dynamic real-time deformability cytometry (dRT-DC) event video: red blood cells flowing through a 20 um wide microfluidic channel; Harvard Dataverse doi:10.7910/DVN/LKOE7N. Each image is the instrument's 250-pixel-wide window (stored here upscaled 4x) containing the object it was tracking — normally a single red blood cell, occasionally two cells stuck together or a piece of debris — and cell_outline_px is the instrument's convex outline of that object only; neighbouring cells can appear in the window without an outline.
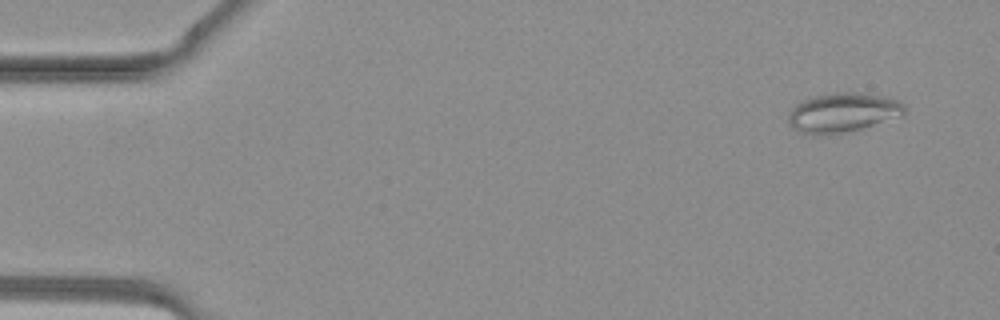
{"species": "common noctule bat (a hibernating species)", "species_latin": "Nyctalus noctula", "temperature_condition": "warm", "stored_images_in_passage": 40, "camera_frame_rate_fps": 3000, "um_per_image_px": 0.085, "animal": {"sex": "female", "body_mass_g": 19.3, "forearm_length_mm": 54.1}, "frame": {"image": 1, "passage_image": 3, "time_ms": 0.667, "image_size_px": [1000, 320], "cell_outline_px": [[904, 112], [900, 116], [848, 132], [816, 136], [812, 136], [800, 132], [788, 124], [788, 112], [800, 100], [812, 96], [836, 92], [868, 92], [900, 100], [904, 104]], "centroid_in_image_um": [71.59, 9.56], "position_along_channel_um": 13.4, "area_um2": 27.11}}
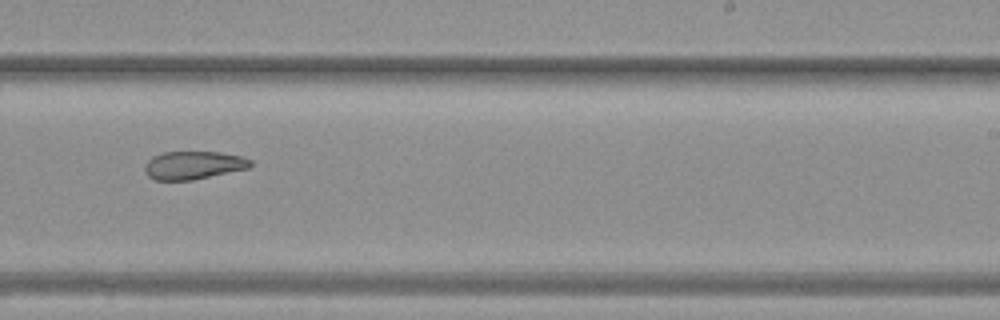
{"frame": {"image": 2, "passage_image": 25, "time_ms": 8.0, "image_size_px": [1000, 320], "cell_outline_px": [[252, 164], [248, 168], [192, 180], [156, 180], [148, 176], [144, 172], [144, 164], [152, 156], [164, 152], [220, 152], [244, 156], [252, 160]], "centroid_in_image_um": [16.43, 14.03], "position_along_channel_um": 272.6, "area_um2": 17.4}}
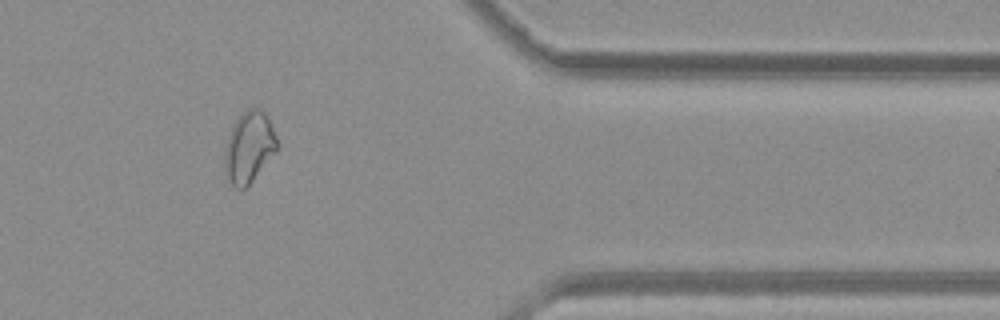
{"frame": {"image": 3, "passage_image": 33, "time_ms": 10.667, "image_size_px": [1000, 320], "cell_outline_px": [[280, 144], [276, 152], [252, 180], [244, 188], [236, 188], [224, 176], [224, 152], [228, 136], [236, 120], [248, 108], [260, 108], [268, 116]], "centroid_in_image_um": [21.17, 12.51], "position_along_channel_um": 390.2, "area_um2": 21.79}}